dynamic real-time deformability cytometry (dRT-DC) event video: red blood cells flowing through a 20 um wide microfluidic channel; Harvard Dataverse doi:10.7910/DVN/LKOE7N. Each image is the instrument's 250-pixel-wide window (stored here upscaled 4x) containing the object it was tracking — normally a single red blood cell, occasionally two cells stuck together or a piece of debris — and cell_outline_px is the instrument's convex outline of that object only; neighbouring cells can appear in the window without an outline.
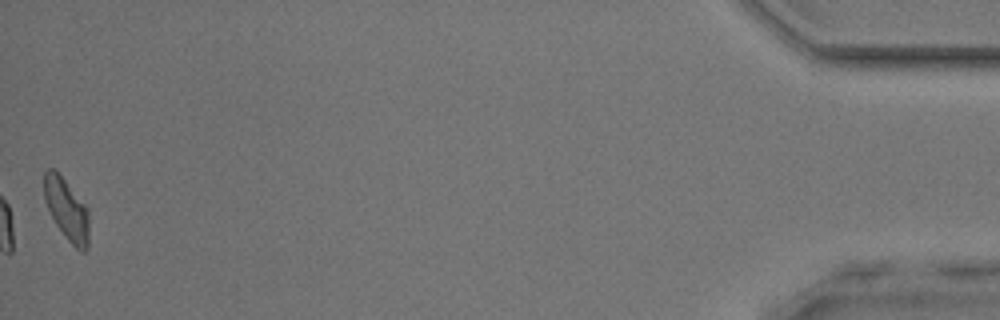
{"species": "common noctule bat (a hibernating species)", "species_latin": "Nyctalus noctula", "temperature_condition": "room temperature", "stored_images_in_passage": 44, "camera_frame_rate_fps": 3000, "um_per_image_px": 0.085, "animal": {"sex": "male", "body_mass_g": 17.9, "forearm_length_mm": 54.2}, "frame": {"image": 1, "passage_image": 44, "time_ms": 14.333, "image_size_px": [1000, 320], "cell_outline_px": [[88, 248], [84, 252], [80, 252], [68, 240], [56, 224], [44, 200], [44, 172], [48, 168], [52, 168], [64, 180], [88, 208]], "centroid_in_image_um": [5.67, 17.83], "position_along_channel_um": 429.5, "area_um2": 15.84}}